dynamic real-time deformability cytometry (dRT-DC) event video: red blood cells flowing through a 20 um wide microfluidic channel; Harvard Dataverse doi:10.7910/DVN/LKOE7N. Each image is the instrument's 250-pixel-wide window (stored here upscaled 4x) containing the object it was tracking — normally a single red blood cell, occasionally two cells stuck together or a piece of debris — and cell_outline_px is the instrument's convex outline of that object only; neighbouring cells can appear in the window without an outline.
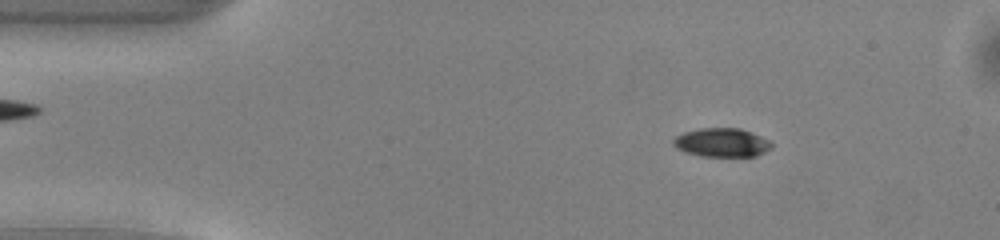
{"species": "common noctule bat (a hibernating species)", "species_latin": "Nyctalus noctula", "temperature_condition": "warm", "stored_images_in_passage": 50, "camera_frame_rate_fps": 3000, "um_per_image_px": 0.085, "animal": {"sex": "male", "body_mass_g": 13.0, "forearm_length_mm": 53.1}, "frame": {"image": 1, "passage_image": 7, "time_ms": 2.0, "image_size_px": [1000, 240], "cell_outline_px": [[772, 148], [756, 156], [700, 156], [684, 152], [676, 148], [672, 144], [672, 140], [676, 136], [684, 132], [700, 128], [740, 128], [752, 132], [772, 140]], "centroid_in_image_um": [61.37, 12.11], "position_along_channel_um": 23.6, "area_um2": 16.7}}
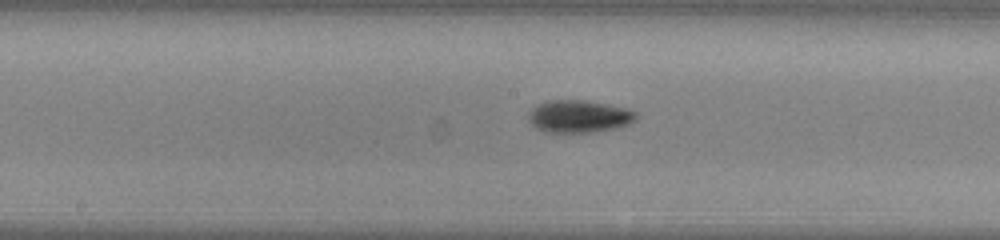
{"frame": {"image": 2, "passage_image": 25, "time_ms": 8.0, "image_size_px": [1000, 240], "cell_outline_px": [[636, 120], [628, 124], [616, 128], [592, 132], [544, 132], [536, 128], [528, 120], [528, 116], [532, 108], [548, 100], [584, 100], [624, 108], [636, 112]], "centroid_in_image_um": [49.19, 9.9], "position_along_channel_um": 199.0, "area_um2": 20.11}}
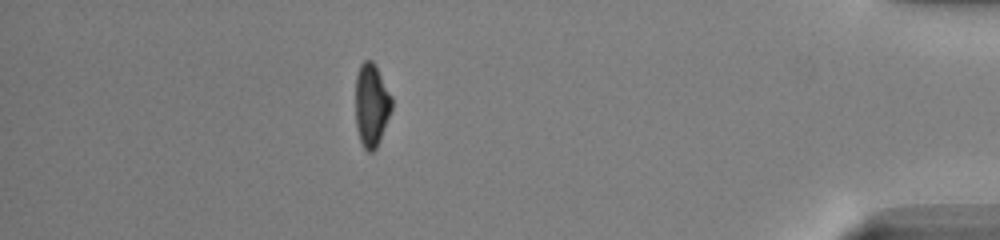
{"frame": {"image": 3, "passage_image": 44, "time_ms": 14.333, "image_size_px": [1000, 240], "cell_outline_px": [[392, 108], [380, 140], [376, 148], [372, 152], [368, 152], [364, 148], [360, 140], [356, 128], [356, 76], [360, 64], [364, 60], [372, 60], [392, 96]], "centroid_in_image_um": [31.57, 8.94], "position_along_channel_um": 403.6, "area_um2": 17.46}, "authors_computed_cell_mechanics": {"area_um2": 17.8024, "velocity_mm_per_s": 4.0557, "shape_relaxation_time_tau1_ms": 2.2482, "shape_relaxation_time_tau2_ms": null, "deformation_change_tau1": 0.1411, "deformation_change_tau2": null}}